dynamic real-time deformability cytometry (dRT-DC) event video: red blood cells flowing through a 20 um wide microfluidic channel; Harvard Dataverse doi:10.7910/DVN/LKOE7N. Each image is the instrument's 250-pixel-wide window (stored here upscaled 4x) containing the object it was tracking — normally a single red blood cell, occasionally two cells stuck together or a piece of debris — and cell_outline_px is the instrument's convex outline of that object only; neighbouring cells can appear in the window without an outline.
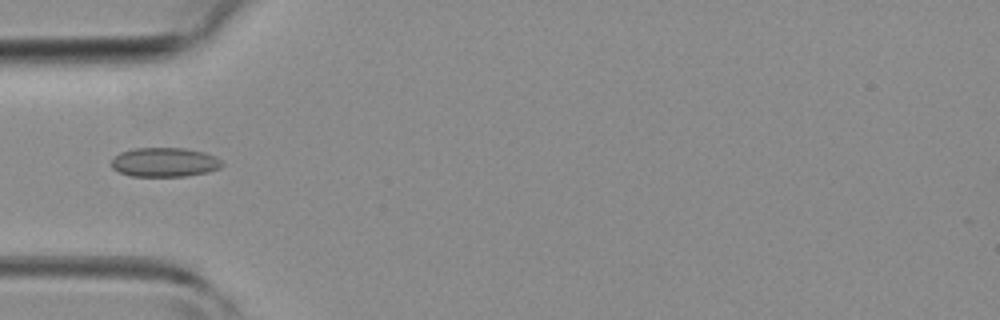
{"species": "common noctule bat (a hibernating species)", "species_latin": "Nyctalus noctula", "temperature_condition": "room temperature", "stored_images_in_passage": 3, "camera_frame_rate_fps": 3000, "um_per_image_px": 0.085, "animal": {"sex": "female", "body_mass_g": 19.3, "forearm_length_mm": 54.1}, "frame": {"image": 1, "passage_image": 3, "time_ms": 2.333, "image_size_px": [1000, 320], "cell_outline_px": [[224, 164], [220, 168], [208, 172], [188, 176], [132, 176], [120, 172], [112, 168], [112, 160], [120, 152], [136, 148], [184, 148], [204, 152], [220, 160]], "centroid_in_image_um": [14.0, 13.79], "position_along_channel_um": 71.0, "area_um2": 18.73}}